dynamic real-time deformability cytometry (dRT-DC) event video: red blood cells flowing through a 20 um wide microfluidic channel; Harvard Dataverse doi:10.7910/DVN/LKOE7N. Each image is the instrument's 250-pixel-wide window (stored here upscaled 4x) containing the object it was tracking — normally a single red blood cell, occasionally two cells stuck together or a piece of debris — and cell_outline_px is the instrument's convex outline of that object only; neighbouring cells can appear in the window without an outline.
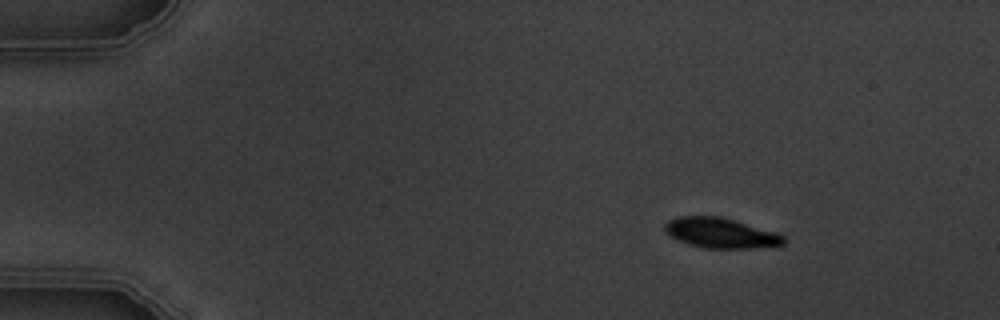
{"species": "common noctule bat (a hibernating species)", "species_latin": "Nyctalus noctula", "temperature_condition": "warm", "stored_images_in_passage": 4, "camera_frame_rate_fps": 3000, "um_per_image_px": 0.085, "animal": {"sex": "male", "body_mass_g": 19.5, "forearm_length_mm": 54.6}, "frame": {"image": 1, "passage_image": 1, "time_ms": 0.0, "image_size_px": [1000, 320], "cell_outline_px": [[784, 244], [748, 248], [704, 248], [688, 244], [672, 236], [664, 228], [664, 224], [668, 220], [680, 216], [720, 216], [776, 232], [784, 236]], "centroid_in_image_um": [61.25, 19.79], "position_along_channel_um": 23.8, "area_um2": 20.52}}
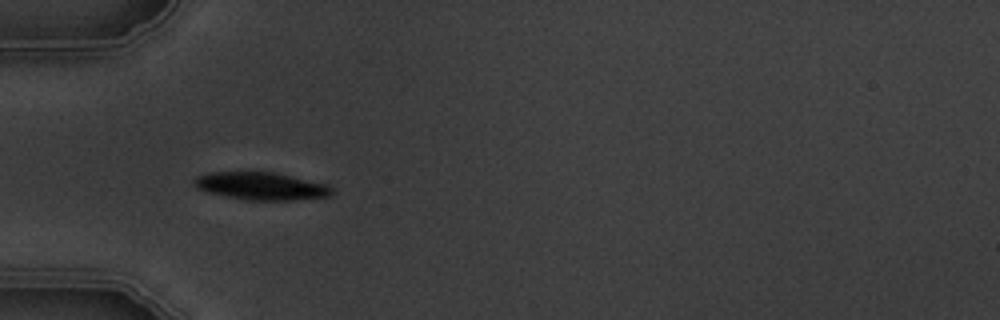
{"frame": {"image": 2, "passage_image": 3, "time_ms": 3.333, "image_size_px": [1000, 320], "cell_outline_px": [[332, 192], [328, 196], [292, 200], [244, 200], [224, 196], [208, 192], [196, 188], [192, 184], [192, 180], [196, 176], [208, 172], [276, 172], [328, 184], [332, 188]], "centroid_in_image_um": [22.14, 15.81], "position_along_channel_um": 62.9, "area_um2": 22.37}}